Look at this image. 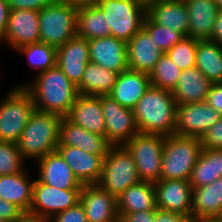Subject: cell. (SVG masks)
<instances>
[{"label": "cell", "instance_id": "cell-1", "mask_svg": "<svg viewBox=\"0 0 222 222\" xmlns=\"http://www.w3.org/2000/svg\"><path fill=\"white\" fill-rule=\"evenodd\" d=\"M36 75L30 85L15 86H23L31 94L35 110L65 117L78 96L77 86L57 64Z\"/></svg>", "mask_w": 222, "mask_h": 222}, {"label": "cell", "instance_id": "cell-2", "mask_svg": "<svg viewBox=\"0 0 222 222\" xmlns=\"http://www.w3.org/2000/svg\"><path fill=\"white\" fill-rule=\"evenodd\" d=\"M133 112L139 133L174 135L177 104L171 91L150 85Z\"/></svg>", "mask_w": 222, "mask_h": 222}, {"label": "cell", "instance_id": "cell-35", "mask_svg": "<svg viewBox=\"0 0 222 222\" xmlns=\"http://www.w3.org/2000/svg\"><path fill=\"white\" fill-rule=\"evenodd\" d=\"M182 70L168 57L166 53L160 56L159 61L149 73L152 86L172 91L181 75Z\"/></svg>", "mask_w": 222, "mask_h": 222}, {"label": "cell", "instance_id": "cell-29", "mask_svg": "<svg viewBox=\"0 0 222 222\" xmlns=\"http://www.w3.org/2000/svg\"><path fill=\"white\" fill-rule=\"evenodd\" d=\"M222 209V177L209 185L193 188L191 217L215 218Z\"/></svg>", "mask_w": 222, "mask_h": 222}, {"label": "cell", "instance_id": "cell-5", "mask_svg": "<svg viewBox=\"0 0 222 222\" xmlns=\"http://www.w3.org/2000/svg\"><path fill=\"white\" fill-rule=\"evenodd\" d=\"M35 105L23 86H15L0 99V141L17 143Z\"/></svg>", "mask_w": 222, "mask_h": 222}, {"label": "cell", "instance_id": "cell-24", "mask_svg": "<svg viewBox=\"0 0 222 222\" xmlns=\"http://www.w3.org/2000/svg\"><path fill=\"white\" fill-rule=\"evenodd\" d=\"M189 15L188 37L210 40L219 8L214 0H184Z\"/></svg>", "mask_w": 222, "mask_h": 222}, {"label": "cell", "instance_id": "cell-19", "mask_svg": "<svg viewBox=\"0 0 222 222\" xmlns=\"http://www.w3.org/2000/svg\"><path fill=\"white\" fill-rule=\"evenodd\" d=\"M38 180L60 190H81L82 184L56 150L36 161Z\"/></svg>", "mask_w": 222, "mask_h": 222}, {"label": "cell", "instance_id": "cell-41", "mask_svg": "<svg viewBox=\"0 0 222 222\" xmlns=\"http://www.w3.org/2000/svg\"><path fill=\"white\" fill-rule=\"evenodd\" d=\"M57 0H7L9 10H37L56 3Z\"/></svg>", "mask_w": 222, "mask_h": 222}, {"label": "cell", "instance_id": "cell-11", "mask_svg": "<svg viewBox=\"0 0 222 222\" xmlns=\"http://www.w3.org/2000/svg\"><path fill=\"white\" fill-rule=\"evenodd\" d=\"M101 108L106 138L112 146H124L139 133L133 109L121 106L109 95L101 96Z\"/></svg>", "mask_w": 222, "mask_h": 222}, {"label": "cell", "instance_id": "cell-52", "mask_svg": "<svg viewBox=\"0 0 222 222\" xmlns=\"http://www.w3.org/2000/svg\"><path fill=\"white\" fill-rule=\"evenodd\" d=\"M219 10L222 11V0H214Z\"/></svg>", "mask_w": 222, "mask_h": 222}, {"label": "cell", "instance_id": "cell-44", "mask_svg": "<svg viewBox=\"0 0 222 222\" xmlns=\"http://www.w3.org/2000/svg\"><path fill=\"white\" fill-rule=\"evenodd\" d=\"M189 217L159 208L155 209L154 222H187Z\"/></svg>", "mask_w": 222, "mask_h": 222}, {"label": "cell", "instance_id": "cell-34", "mask_svg": "<svg viewBox=\"0 0 222 222\" xmlns=\"http://www.w3.org/2000/svg\"><path fill=\"white\" fill-rule=\"evenodd\" d=\"M15 51L26 56L32 69H37L38 73L56 65L57 48L46 43L38 42L27 44L17 48Z\"/></svg>", "mask_w": 222, "mask_h": 222}, {"label": "cell", "instance_id": "cell-32", "mask_svg": "<svg viewBox=\"0 0 222 222\" xmlns=\"http://www.w3.org/2000/svg\"><path fill=\"white\" fill-rule=\"evenodd\" d=\"M195 66L212 83H222V45L210 40H198Z\"/></svg>", "mask_w": 222, "mask_h": 222}, {"label": "cell", "instance_id": "cell-47", "mask_svg": "<svg viewBox=\"0 0 222 222\" xmlns=\"http://www.w3.org/2000/svg\"><path fill=\"white\" fill-rule=\"evenodd\" d=\"M210 41H214L222 45V11H219L218 16L216 17Z\"/></svg>", "mask_w": 222, "mask_h": 222}, {"label": "cell", "instance_id": "cell-40", "mask_svg": "<svg viewBox=\"0 0 222 222\" xmlns=\"http://www.w3.org/2000/svg\"><path fill=\"white\" fill-rule=\"evenodd\" d=\"M47 222H88L83 205L78 202L75 206L56 213Z\"/></svg>", "mask_w": 222, "mask_h": 222}, {"label": "cell", "instance_id": "cell-3", "mask_svg": "<svg viewBox=\"0 0 222 222\" xmlns=\"http://www.w3.org/2000/svg\"><path fill=\"white\" fill-rule=\"evenodd\" d=\"M62 116L34 110L17 146L25 160H38L56 151Z\"/></svg>", "mask_w": 222, "mask_h": 222}, {"label": "cell", "instance_id": "cell-50", "mask_svg": "<svg viewBox=\"0 0 222 222\" xmlns=\"http://www.w3.org/2000/svg\"><path fill=\"white\" fill-rule=\"evenodd\" d=\"M134 3L142 7L145 11H147L152 5L162 0H132Z\"/></svg>", "mask_w": 222, "mask_h": 222}, {"label": "cell", "instance_id": "cell-12", "mask_svg": "<svg viewBox=\"0 0 222 222\" xmlns=\"http://www.w3.org/2000/svg\"><path fill=\"white\" fill-rule=\"evenodd\" d=\"M221 114L206 101L177 105L175 135L201 138Z\"/></svg>", "mask_w": 222, "mask_h": 222}, {"label": "cell", "instance_id": "cell-16", "mask_svg": "<svg viewBox=\"0 0 222 222\" xmlns=\"http://www.w3.org/2000/svg\"><path fill=\"white\" fill-rule=\"evenodd\" d=\"M90 61L116 73L128 70L127 42L113 36L88 40Z\"/></svg>", "mask_w": 222, "mask_h": 222}, {"label": "cell", "instance_id": "cell-37", "mask_svg": "<svg viewBox=\"0 0 222 222\" xmlns=\"http://www.w3.org/2000/svg\"><path fill=\"white\" fill-rule=\"evenodd\" d=\"M197 42L198 39L184 37L165 53L181 70H187L196 64Z\"/></svg>", "mask_w": 222, "mask_h": 222}, {"label": "cell", "instance_id": "cell-22", "mask_svg": "<svg viewBox=\"0 0 222 222\" xmlns=\"http://www.w3.org/2000/svg\"><path fill=\"white\" fill-rule=\"evenodd\" d=\"M163 52L153 38L141 28L128 42V69L149 74Z\"/></svg>", "mask_w": 222, "mask_h": 222}, {"label": "cell", "instance_id": "cell-28", "mask_svg": "<svg viewBox=\"0 0 222 222\" xmlns=\"http://www.w3.org/2000/svg\"><path fill=\"white\" fill-rule=\"evenodd\" d=\"M119 217L148 210H155L156 190L154 183L141 181L127 188L117 197Z\"/></svg>", "mask_w": 222, "mask_h": 222}, {"label": "cell", "instance_id": "cell-20", "mask_svg": "<svg viewBox=\"0 0 222 222\" xmlns=\"http://www.w3.org/2000/svg\"><path fill=\"white\" fill-rule=\"evenodd\" d=\"M65 118L89 132L106 136L101 96L78 95Z\"/></svg>", "mask_w": 222, "mask_h": 222}, {"label": "cell", "instance_id": "cell-36", "mask_svg": "<svg viewBox=\"0 0 222 222\" xmlns=\"http://www.w3.org/2000/svg\"><path fill=\"white\" fill-rule=\"evenodd\" d=\"M142 28L153 38L158 49L163 53L184 38L181 33L173 29L156 24L147 14L144 18Z\"/></svg>", "mask_w": 222, "mask_h": 222}, {"label": "cell", "instance_id": "cell-21", "mask_svg": "<svg viewBox=\"0 0 222 222\" xmlns=\"http://www.w3.org/2000/svg\"><path fill=\"white\" fill-rule=\"evenodd\" d=\"M75 146L87 153L106 157L112 145L106 136H100L85 130L62 117L60 123L59 144Z\"/></svg>", "mask_w": 222, "mask_h": 222}, {"label": "cell", "instance_id": "cell-23", "mask_svg": "<svg viewBox=\"0 0 222 222\" xmlns=\"http://www.w3.org/2000/svg\"><path fill=\"white\" fill-rule=\"evenodd\" d=\"M150 85L149 74L128 69L118 74L109 96L121 106L133 109Z\"/></svg>", "mask_w": 222, "mask_h": 222}, {"label": "cell", "instance_id": "cell-45", "mask_svg": "<svg viewBox=\"0 0 222 222\" xmlns=\"http://www.w3.org/2000/svg\"><path fill=\"white\" fill-rule=\"evenodd\" d=\"M155 210L141 211L133 214H125L119 218L123 222H154Z\"/></svg>", "mask_w": 222, "mask_h": 222}, {"label": "cell", "instance_id": "cell-10", "mask_svg": "<svg viewBox=\"0 0 222 222\" xmlns=\"http://www.w3.org/2000/svg\"><path fill=\"white\" fill-rule=\"evenodd\" d=\"M81 190H60L35 180L29 213L43 222L80 202Z\"/></svg>", "mask_w": 222, "mask_h": 222}, {"label": "cell", "instance_id": "cell-27", "mask_svg": "<svg viewBox=\"0 0 222 222\" xmlns=\"http://www.w3.org/2000/svg\"><path fill=\"white\" fill-rule=\"evenodd\" d=\"M26 170L12 175H0V198L15 204L24 213H29L32 203L34 180Z\"/></svg>", "mask_w": 222, "mask_h": 222}, {"label": "cell", "instance_id": "cell-8", "mask_svg": "<svg viewBox=\"0 0 222 222\" xmlns=\"http://www.w3.org/2000/svg\"><path fill=\"white\" fill-rule=\"evenodd\" d=\"M164 135L137 133L124 146L132 154L141 181L161 180Z\"/></svg>", "mask_w": 222, "mask_h": 222}, {"label": "cell", "instance_id": "cell-30", "mask_svg": "<svg viewBox=\"0 0 222 222\" xmlns=\"http://www.w3.org/2000/svg\"><path fill=\"white\" fill-rule=\"evenodd\" d=\"M118 73L89 62L84 70L81 83L77 86L78 95H109Z\"/></svg>", "mask_w": 222, "mask_h": 222}, {"label": "cell", "instance_id": "cell-13", "mask_svg": "<svg viewBox=\"0 0 222 222\" xmlns=\"http://www.w3.org/2000/svg\"><path fill=\"white\" fill-rule=\"evenodd\" d=\"M2 41L14 50L27 44L40 42L39 11L10 10Z\"/></svg>", "mask_w": 222, "mask_h": 222}, {"label": "cell", "instance_id": "cell-7", "mask_svg": "<svg viewBox=\"0 0 222 222\" xmlns=\"http://www.w3.org/2000/svg\"><path fill=\"white\" fill-rule=\"evenodd\" d=\"M78 7L53 3L39 11L40 42L58 48L77 35Z\"/></svg>", "mask_w": 222, "mask_h": 222}, {"label": "cell", "instance_id": "cell-17", "mask_svg": "<svg viewBox=\"0 0 222 222\" xmlns=\"http://www.w3.org/2000/svg\"><path fill=\"white\" fill-rule=\"evenodd\" d=\"M89 62L91 61L88 40L78 35L57 48L56 64L76 86L81 83L84 70Z\"/></svg>", "mask_w": 222, "mask_h": 222}, {"label": "cell", "instance_id": "cell-49", "mask_svg": "<svg viewBox=\"0 0 222 222\" xmlns=\"http://www.w3.org/2000/svg\"><path fill=\"white\" fill-rule=\"evenodd\" d=\"M8 222H43V221L37 219L34 215L30 213H23L18 219L11 220Z\"/></svg>", "mask_w": 222, "mask_h": 222}, {"label": "cell", "instance_id": "cell-48", "mask_svg": "<svg viewBox=\"0 0 222 222\" xmlns=\"http://www.w3.org/2000/svg\"><path fill=\"white\" fill-rule=\"evenodd\" d=\"M58 3L69 4L76 7L97 5L98 0H57Z\"/></svg>", "mask_w": 222, "mask_h": 222}, {"label": "cell", "instance_id": "cell-25", "mask_svg": "<svg viewBox=\"0 0 222 222\" xmlns=\"http://www.w3.org/2000/svg\"><path fill=\"white\" fill-rule=\"evenodd\" d=\"M212 82L196 67L182 70L175 88L171 91L175 102L190 104L206 101Z\"/></svg>", "mask_w": 222, "mask_h": 222}, {"label": "cell", "instance_id": "cell-4", "mask_svg": "<svg viewBox=\"0 0 222 222\" xmlns=\"http://www.w3.org/2000/svg\"><path fill=\"white\" fill-rule=\"evenodd\" d=\"M203 147L200 138L169 135L165 137L161 180L188 181Z\"/></svg>", "mask_w": 222, "mask_h": 222}, {"label": "cell", "instance_id": "cell-51", "mask_svg": "<svg viewBox=\"0 0 222 222\" xmlns=\"http://www.w3.org/2000/svg\"><path fill=\"white\" fill-rule=\"evenodd\" d=\"M187 222H221L217 217L215 218H194L191 217Z\"/></svg>", "mask_w": 222, "mask_h": 222}, {"label": "cell", "instance_id": "cell-18", "mask_svg": "<svg viewBox=\"0 0 222 222\" xmlns=\"http://www.w3.org/2000/svg\"><path fill=\"white\" fill-rule=\"evenodd\" d=\"M56 150L82 185L97 184L99 182L104 157L87 153L75 146L58 145Z\"/></svg>", "mask_w": 222, "mask_h": 222}, {"label": "cell", "instance_id": "cell-46", "mask_svg": "<svg viewBox=\"0 0 222 222\" xmlns=\"http://www.w3.org/2000/svg\"><path fill=\"white\" fill-rule=\"evenodd\" d=\"M9 11L7 0H0V43L7 28Z\"/></svg>", "mask_w": 222, "mask_h": 222}, {"label": "cell", "instance_id": "cell-9", "mask_svg": "<svg viewBox=\"0 0 222 222\" xmlns=\"http://www.w3.org/2000/svg\"><path fill=\"white\" fill-rule=\"evenodd\" d=\"M111 36L128 42L142 27L146 11L132 0H98Z\"/></svg>", "mask_w": 222, "mask_h": 222}, {"label": "cell", "instance_id": "cell-38", "mask_svg": "<svg viewBox=\"0 0 222 222\" xmlns=\"http://www.w3.org/2000/svg\"><path fill=\"white\" fill-rule=\"evenodd\" d=\"M25 161L17 143L0 141V175H12L23 171Z\"/></svg>", "mask_w": 222, "mask_h": 222}, {"label": "cell", "instance_id": "cell-39", "mask_svg": "<svg viewBox=\"0 0 222 222\" xmlns=\"http://www.w3.org/2000/svg\"><path fill=\"white\" fill-rule=\"evenodd\" d=\"M203 148L222 149V117L200 138Z\"/></svg>", "mask_w": 222, "mask_h": 222}, {"label": "cell", "instance_id": "cell-14", "mask_svg": "<svg viewBox=\"0 0 222 222\" xmlns=\"http://www.w3.org/2000/svg\"><path fill=\"white\" fill-rule=\"evenodd\" d=\"M156 207L191 218L193 187L186 180H159L154 183Z\"/></svg>", "mask_w": 222, "mask_h": 222}, {"label": "cell", "instance_id": "cell-54", "mask_svg": "<svg viewBox=\"0 0 222 222\" xmlns=\"http://www.w3.org/2000/svg\"><path fill=\"white\" fill-rule=\"evenodd\" d=\"M114 222H123L120 218L115 220Z\"/></svg>", "mask_w": 222, "mask_h": 222}, {"label": "cell", "instance_id": "cell-15", "mask_svg": "<svg viewBox=\"0 0 222 222\" xmlns=\"http://www.w3.org/2000/svg\"><path fill=\"white\" fill-rule=\"evenodd\" d=\"M88 222H114L119 219L117 197L98 184L83 185L80 192Z\"/></svg>", "mask_w": 222, "mask_h": 222}, {"label": "cell", "instance_id": "cell-6", "mask_svg": "<svg viewBox=\"0 0 222 222\" xmlns=\"http://www.w3.org/2000/svg\"><path fill=\"white\" fill-rule=\"evenodd\" d=\"M141 182L132 154L125 146H112L104 158L102 175L97 183L118 197L130 186Z\"/></svg>", "mask_w": 222, "mask_h": 222}, {"label": "cell", "instance_id": "cell-31", "mask_svg": "<svg viewBox=\"0 0 222 222\" xmlns=\"http://www.w3.org/2000/svg\"><path fill=\"white\" fill-rule=\"evenodd\" d=\"M222 177V149L203 148L191 171L189 183L193 188L209 185Z\"/></svg>", "mask_w": 222, "mask_h": 222}, {"label": "cell", "instance_id": "cell-26", "mask_svg": "<svg viewBox=\"0 0 222 222\" xmlns=\"http://www.w3.org/2000/svg\"><path fill=\"white\" fill-rule=\"evenodd\" d=\"M146 14L161 26L188 37L189 15L184 0H162L152 5Z\"/></svg>", "mask_w": 222, "mask_h": 222}, {"label": "cell", "instance_id": "cell-43", "mask_svg": "<svg viewBox=\"0 0 222 222\" xmlns=\"http://www.w3.org/2000/svg\"><path fill=\"white\" fill-rule=\"evenodd\" d=\"M24 212L15 204L0 198V218L6 222L18 219Z\"/></svg>", "mask_w": 222, "mask_h": 222}, {"label": "cell", "instance_id": "cell-53", "mask_svg": "<svg viewBox=\"0 0 222 222\" xmlns=\"http://www.w3.org/2000/svg\"><path fill=\"white\" fill-rule=\"evenodd\" d=\"M217 218L222 222V209H221L220 214L217 216Z\"/></svg>", "mask_w": 222, "mask_h": 222}, {"label": "cell", "instance_id": "cell-33", "mask_svg": "<svg viewBox=\"0 0 222 222\" xmlns=\"http://www.w3.org/2000/svg\"><path fill=\"white\" fill-rule=\"evenodd\" d=\"M76 25L77 35L86 40L111 36L106 15L97 5L78 7Z\"/></svg>", "mask_w": 222, "mask_h": 222}, {"label": "cell", "instance_id": "cell-42", "mask_svg": "<svg viewBox=\"0 0 222 222\" xmlns=\"http://www.w3.org/2000/svg\"><path fill=\"white\" fill-rule=\"evenodd\" d=\"M206 102L222 116V83H212Z\"/></svg>", "mask_w": 222, "mask_h": 222}]
</instances>
